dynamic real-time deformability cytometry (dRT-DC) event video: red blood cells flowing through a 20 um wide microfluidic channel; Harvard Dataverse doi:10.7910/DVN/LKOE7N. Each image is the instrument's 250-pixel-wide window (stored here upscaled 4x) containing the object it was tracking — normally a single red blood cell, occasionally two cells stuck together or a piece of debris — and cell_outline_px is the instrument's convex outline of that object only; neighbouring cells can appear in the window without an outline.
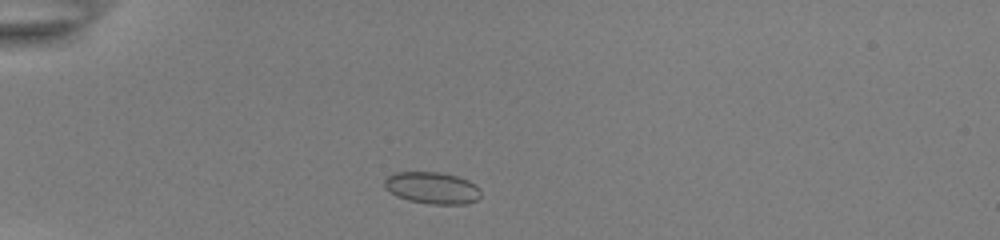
{"species": "common noctule bat (a hibernating species)", "species_latin": "Nyctalus noctula", "temperature_condition": "room temperature", "stored_images_in_passage": 41, "camera_frame_rate_fps": 3000, "um_per_image_px": 0.085, "animal": {"sex": "female", "body_mass_g": 22.0, "forearm_length_mm": 56.7}, "frame": {"image": 1, "passage_image": 4, "time_ms": 1.0, "image_size_px": [1000, 240], "cell_outline_px": [[480, 196], [476, 200], [464, 204], [432, 204], [408, 200], [396, 196], [384, 188], [384, 180], [388, 176], [396, 172], [440, 172], [456, 176], [468, 180], [476, 184], [480, 188]], "centroid_in_image_um": [36.73, 15.97], "position_along_channel_um": 48.3, "area_um2": 17.92}}
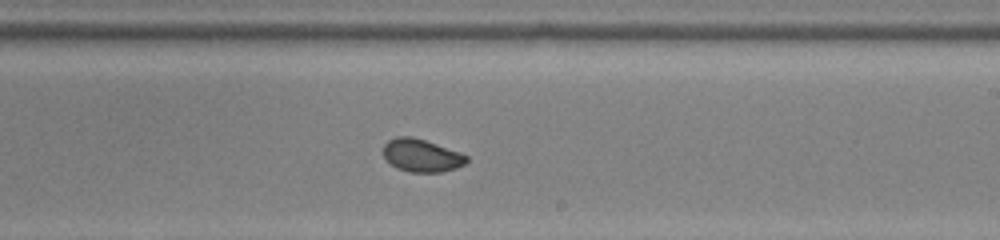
{"frame": {"image": 2, "passage_image": 22, "time_ms": 7.0, "image_size_px": [1000, 240], "cell_outline_px": [[468, 160], [464, 164], [456, 168], [440, 172], [408, 172], [396, 168], [384, 156], [384, 144], [388, 140], [396, 136], [412, 136], [460, 152], [468, 156]], "centroid_in_image_um": [35.83, 13.21], "position_along_channel_um": 253.2, "area_um2": 15.84}}
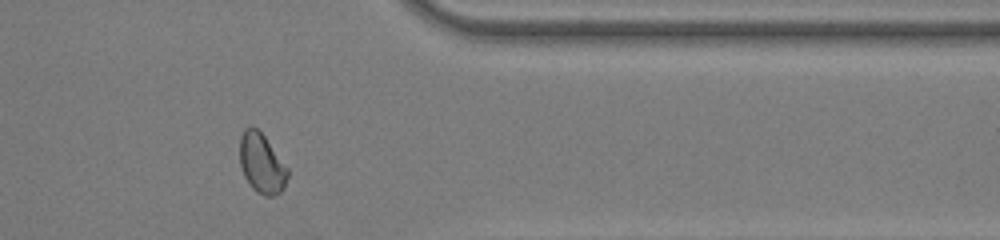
{"frame": {"image": 3, "passage_image": 33, "time_ms": 10.667, "image_size_px": [1000, 240], "cell_outline_px": [[288, 176], [284, 188], [280, 192], [272, 196], [264, 196], [256, 192], [252, 188], [244, 176], [240, 164], [240, 136], [244, 128], [252, 124], [264, 136], [288, 168]], "centroid_in_image_um": [22.23, 13.89], "position_along_channel_um": 389.2, "area_um2": 16.7}, "authors_computed_cell_mechanics": {"area_um2": 16.5308, "velocity_mm_per_s": 3.9009, "shape_relaxation_time_tau1_ms": 4.704, "shape_relaxation_time_tau2_ms": 1.0315, "deformation_change_tau1": 0.1018, "deformation_change_tau2": 0.0343}}